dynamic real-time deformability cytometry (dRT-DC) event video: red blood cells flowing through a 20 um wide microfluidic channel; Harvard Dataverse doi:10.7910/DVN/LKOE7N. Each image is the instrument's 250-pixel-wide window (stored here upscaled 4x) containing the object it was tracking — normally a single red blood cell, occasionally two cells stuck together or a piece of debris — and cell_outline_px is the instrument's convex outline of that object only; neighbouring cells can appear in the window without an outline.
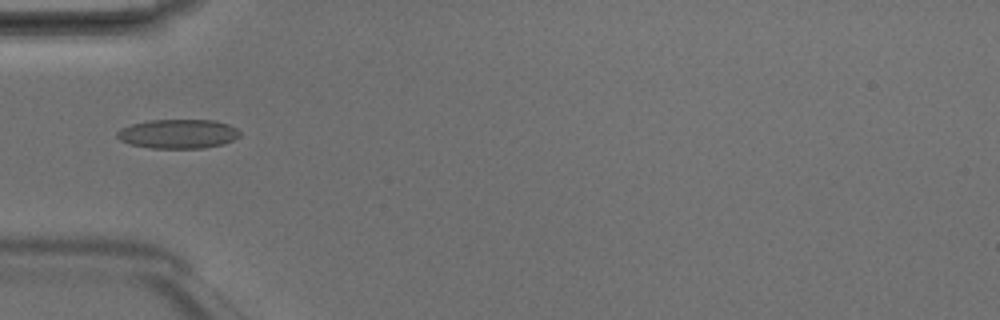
{"species": "Egyptian fruit bat (a non-hibernating species)", "species_latin": "Rousettus aegyptiacus", "temperature_condition": "room temperature", "stored_images_in_passage": 5, "camera_frame_rate_fps": 3000, "um_per_image_px": 0.085, "animal": {"sex": "male"}, "frame": {"image": 1, "passage_image": 4, "time_ms": 1.0, "image_size_px": [1000, 320], "cell_outline_px": [[240, 136], [224, 144], [204, 148], [152, 148], [128, 144], [120, 140], [116, 136], [116, 132], [120, 128], [132, 124], [148, 120], [216, 120], [228, 124], [236, 128], [240, 132]], "centroid_in_image_um": [15.12, 11.38], "position_along_channel_um": 69.9, "area_um2": 21.04}}